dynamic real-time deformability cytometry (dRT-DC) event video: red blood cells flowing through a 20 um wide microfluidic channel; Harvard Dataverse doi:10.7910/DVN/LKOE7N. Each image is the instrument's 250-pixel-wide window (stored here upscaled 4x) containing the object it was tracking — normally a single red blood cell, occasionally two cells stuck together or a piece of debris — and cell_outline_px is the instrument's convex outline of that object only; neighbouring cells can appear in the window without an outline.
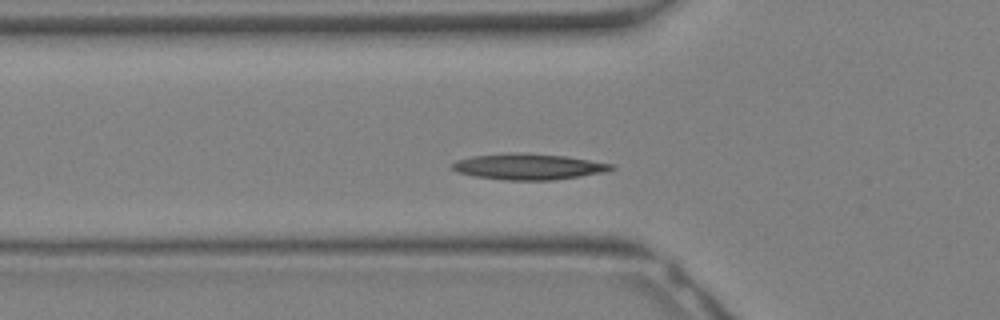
{"species": "Egyptian fruit bat (a non-hibernating species)", "species_latin": "Rousettus aegyptiacus", "temperature_condition": "warm", "stored_images_in_passage": 29, "camera_frame_rate_fps": 3000, "um_per_image_px": 0.085, "animal": {"sex": "female"}, "frame": {"image": 1, "passage_image": 7, "time_ms": 2.0, "image_size_px": [1000, 320], "cell_outline_px": [[616, 168], [604, 172], [552, 180], [504, 180], [476, 176], [456, 172], [452, 168], [452, 164], [456, 160], [472, 156], [520, 152], [564, 156], [616, 164]], "centroid_in_image_um": [44.93, 14.16], "position_along_channel_um": 80.9, "area_um2": 23.93}}
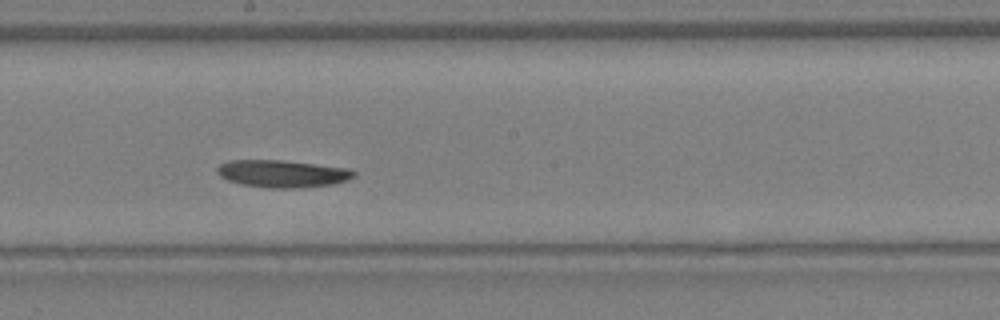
{"frame": {"image": 2, "passage_image": 14, "time_ms": 4.333, "image_size_px": [1000, 320], "cell_outline_px": [[356, 176], [348, 180], [332, 184], [296, 188], [268, 188], [240, 184], [228, 180], [220, 176], [216, 172], [216, 168], [220, 164], [232, 160], [280, 160], [352, 168], [356, 172]], "centroid_in_image_um": [24.03, 14.76], "position_along_channel_um": 224.2, "area_um2": 21.91}}
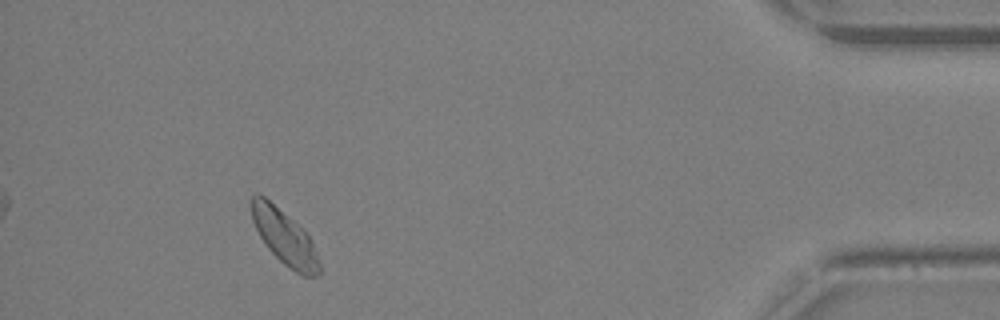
{"frame": {"image": 3, "passage_image": 26, "time_ms": 8.333, "image_size_px": [1000, 320], "cell_outline_px": [[320, 272], [316, 276], [304, 276], [296, 272], [284, 264], [268, 248], [260, 236], [252, 220], [248, 200], [256, 192], [264, 196], [304, 228], [316, 252], [320, 264]], "centroid_in_image_um": [24.14, 20.11], "position_along_channel_um": 411.1, "area_um2": 21.68}}